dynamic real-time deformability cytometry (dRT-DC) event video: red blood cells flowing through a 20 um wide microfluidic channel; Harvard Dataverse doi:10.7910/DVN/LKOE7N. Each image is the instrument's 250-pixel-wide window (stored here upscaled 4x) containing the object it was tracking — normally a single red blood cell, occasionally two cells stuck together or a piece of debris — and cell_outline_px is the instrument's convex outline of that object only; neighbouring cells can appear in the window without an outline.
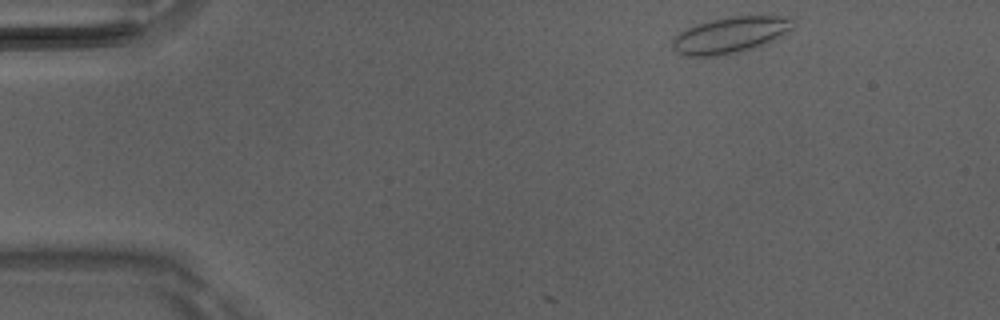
{"species": "Egyptian fruit bat (a non-hibernating species)", "species_latin": "Rousettus aegyptiacus", "temperature_condition": "room temperature", "stored_images_in_passage": 3, "camera_frame_rate_fps": 3000, "um_per_image_px": 0.085, "animal": {"sex": "male"}, "frame": {"image": 1, "passage_image": 1, "time_ms": 0.0, "image_size_px": [1000, 320], "cell_outline_px": [[792, 28], [772, 40], [764, 44], [740, 52], [716, 56], [684, 56], [676, 52], [672, 48], [672, 40], [680, 32], [696, 24], [712, 20], [732, 16], [792, 16]], "centroid_in_image_um": [62.04, 2.98], "position_along_channel_um": 23.0, "area_um2": 25.14}}